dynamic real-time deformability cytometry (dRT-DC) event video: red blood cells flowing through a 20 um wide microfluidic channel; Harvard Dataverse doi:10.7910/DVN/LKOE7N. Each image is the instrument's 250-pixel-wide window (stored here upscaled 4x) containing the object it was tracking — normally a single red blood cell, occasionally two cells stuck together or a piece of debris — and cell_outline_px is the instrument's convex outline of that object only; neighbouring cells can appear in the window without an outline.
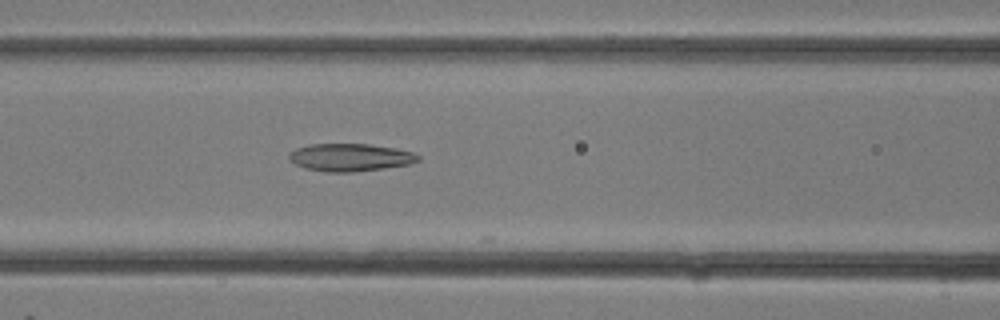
{"species": "common noctule bat (a hibernating species)", "species_latin": "Nyctalus noctula", "temperature_condition": "room temperature", "stored_images_in_passage": 4, "camera_frame_rate_fps": 3000, "um_per_image_px": 0.085, "animal": {"sex": "female"}, "frame": {"image": 1, "passage_image": 4, "time_ms": 1.0, "image_size_px": [1000, 320], "cell_outline_px": [[420, 160], [408, 164], [384, 168], [352, 172], [324, 172], [304, 168], [288, 160], [288, 156], [296, 148], [308, 144], [368, 144], [396, 148], [412, 152], [420, 156]], "centroid_in_image_um": [29.74, 13.38], "position_along_channel_um": 136.9, "area_um2": 20.81}}